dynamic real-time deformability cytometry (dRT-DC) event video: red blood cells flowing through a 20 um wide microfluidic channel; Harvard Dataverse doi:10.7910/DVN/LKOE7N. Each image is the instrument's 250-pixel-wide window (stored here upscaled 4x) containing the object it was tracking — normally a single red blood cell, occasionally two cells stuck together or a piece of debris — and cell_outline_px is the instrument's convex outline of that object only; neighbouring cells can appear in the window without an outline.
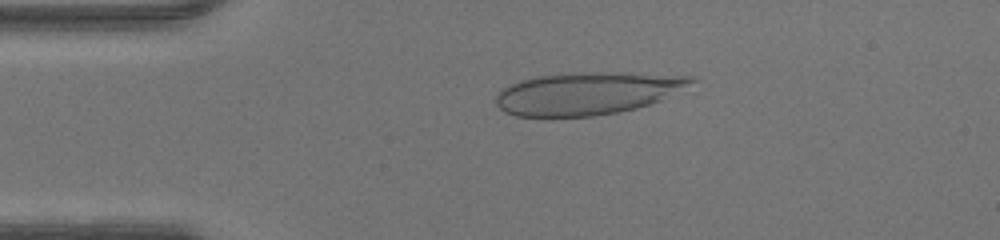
{"species": "human", "species_latin": "Homo sapiens", "temperature_condition": "warm", "stored_images_in_passage": 45, "camera_frame_rate_fps": 3000, "um_per_image_px": 0.085, "donor": {"sex": "male"}, "frame": {"image": 1, "passage_image": 8, "time_ms": 2.333, "image_size_px": [1000, 240], "cell_outline_px": [[700, 80], [660, 100], [636, 108], [620, 112], [592, 116], [516, 116], [504, 112], [496, 104], [496, 96], [508, 84], [520, 80], [536, 76], [580, 72], [620, 72], [696, 76]], "centroid_in_image_um": [49.95, 7.92], "position_along_channel_um": 35.0, "area_um2": 48.49}}
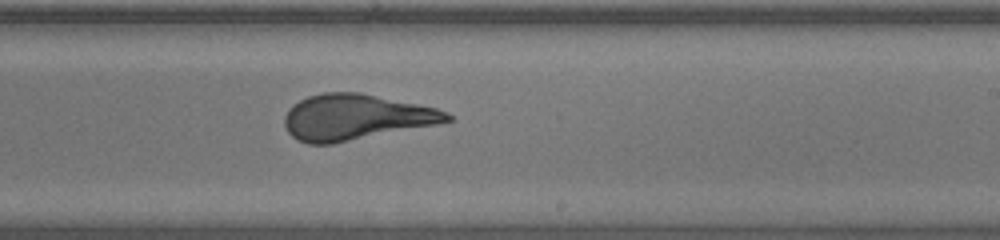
{"frame": {"image": 2, "passage_image": 26, "time_ms": 8.333, "image_size_px": [1000, 240], "cell_outline_px": [[452, 120], [436, 124], [332, 144], [308, 144], [296, 140], [288, 132], [284, 124], [284, 116], [288, 108], [292, 104], [308, 96], [324, 92], [360, 92], [436, 108], [448, 112], [452, 116]], "centroid_in_image_um": [30.18, 9.96], "position_along_channel_um": 258.8, "area_um2": 43.23}}
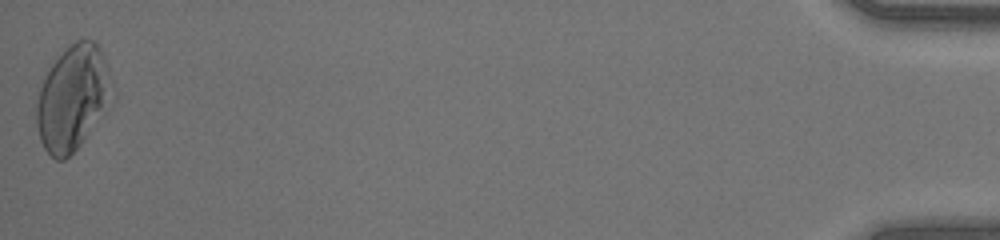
{"frame": {"image": 3, "passage_image": 45, "time_ms": 14.667, "image_size_px": [1000, 240], "cell_outline_px": [[116, 100], [80, 144], [64, 160], [56, 160], [44, 148], [40, 140], [36, 124], [36, 104], [40, 88], [44, 76], [48, 68], [76, 40], [92, 40], [100, 48], [104, 56], [116, 92]], "centroid_in_image_um": [6.24, 8.34], "position_along_channel_um": 429.0, "area_um2": 46.64}}